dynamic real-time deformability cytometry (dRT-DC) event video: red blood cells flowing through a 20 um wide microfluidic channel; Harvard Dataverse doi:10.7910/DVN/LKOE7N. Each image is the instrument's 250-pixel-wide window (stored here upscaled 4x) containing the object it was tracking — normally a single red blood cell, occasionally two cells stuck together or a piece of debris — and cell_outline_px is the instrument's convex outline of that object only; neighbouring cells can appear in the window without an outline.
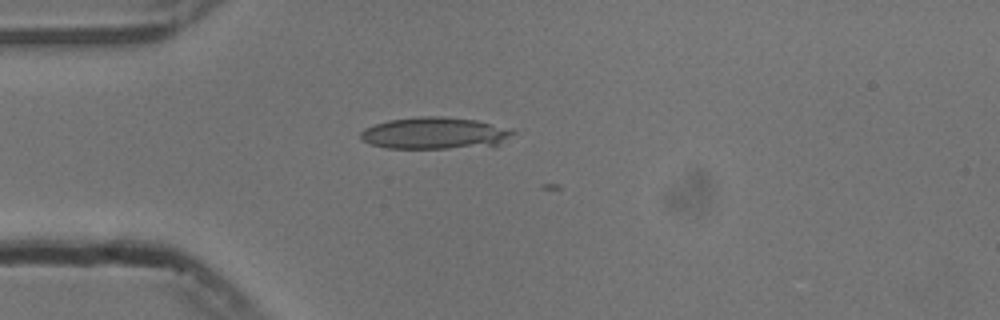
{"species": "common noctule bat (a hibernating species)", "species_latin": "Nyctalus noctula", "temperature_condition": "cold", "stored_images_in_passage": 5, "camera_frame_rate_fps": 3000, "um_per_image_px": 0.085, "animal": {"sex": "male", "body_mass_g": 13.3}, "frame": {"image": 1, "passage_image": 3, "time_ms": 0.667, "image_size_px": [1000, 320], "cell_outline_px": [[516, 132], [496, 148], [388, 148], [372, 144], [360, 140], [360, 132], [364, 128], [388, 120], [420, 116], [444, 116], [476, 120], [512, 128]], "centroid_in_image_um": [37.06, 11.33], "position_along_channel_um": 47.9, "area_um2": 28.96}}